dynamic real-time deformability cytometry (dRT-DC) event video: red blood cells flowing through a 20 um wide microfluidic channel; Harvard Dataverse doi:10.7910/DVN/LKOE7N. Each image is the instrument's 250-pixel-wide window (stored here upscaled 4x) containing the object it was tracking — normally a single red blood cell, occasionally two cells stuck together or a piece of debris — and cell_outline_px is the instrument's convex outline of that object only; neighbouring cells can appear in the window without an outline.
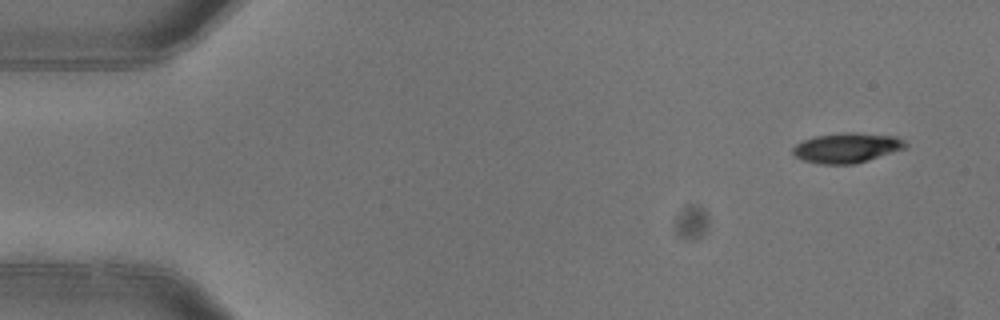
{"species": "common noctule bat (a hibernating species)", "species_latin": "Nyctalus noctula", "temperature_condition": "warm", "stored_images_in_passage": 4, "camera_frame_rate_fps": 3000, "um_per_image_px": 0.085, "animal": {"sex": "female"}, "frame": {"image": 1, "passage_image": 1, "time_ms": 0.0, "image_size_px": [1000, 320], "cell_outline_px": [[908, 148], [868, 160], [852, 164], [820, 164], [804, 160], [796, 156], [792, 152], [792, 148], [796, 144], [804, 140], [816, 136], [844, 132], [856, 132], [896, 136], [904, 140], [908, 144]], "centroid_in_image_um": [72.03, 12.56], "position_along_channel_um": 13.0, "area_um2": 19.71}}
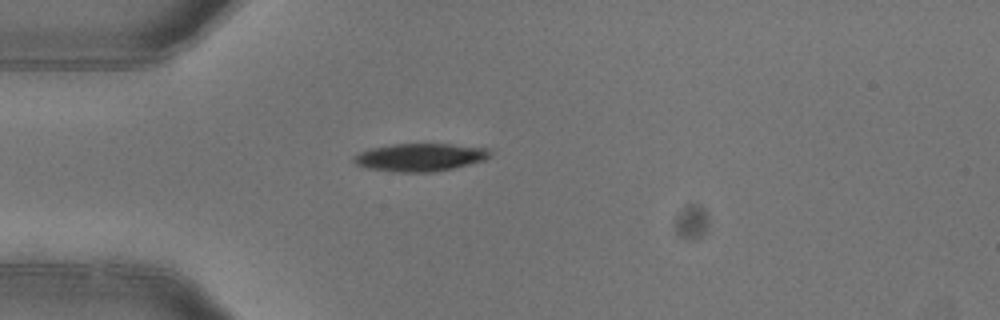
{"frame": {"image": 2, "passage_image": 4, "time_ms": 1.0, "image_size_px": [1000, 320], "cell_outline_px": [[492, 152], [484, 160], [452, 168], [432, 172], [396, 172], [368, 168], [356, 164], [352, 160], [352, 156], [360, 152], [372, 148], [392, 144], [452, 144], [488, 148]], "centroid_in_image_um": [35.68, 13.36], "position_along_channel_um": 49.3, "area_um2": 21.96}}